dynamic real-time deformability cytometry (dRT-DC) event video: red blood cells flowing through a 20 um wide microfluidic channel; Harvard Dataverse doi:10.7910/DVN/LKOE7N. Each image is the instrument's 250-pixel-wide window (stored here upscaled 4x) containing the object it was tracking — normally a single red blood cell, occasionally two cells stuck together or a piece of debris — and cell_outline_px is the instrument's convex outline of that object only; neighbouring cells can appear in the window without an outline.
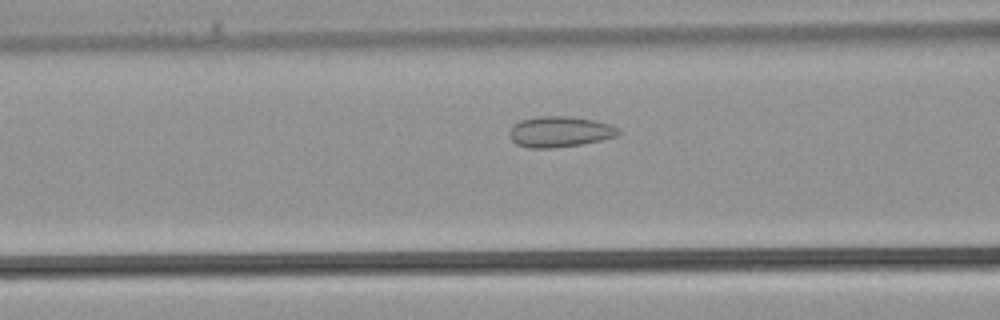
{"species": "common noctule bat (a hibernating species)", "species_latin": "Nyctalus noctula", "temperature_condition": "warm", "stored_images_in_passage": 34, "camera_frame_rate_fps": 3000, "um_per_image_px": 0.085, "animal": {"sex": "male", "body_mass_g": 21.5, "forearm_length_mm": 52.0}, "frame": {"image": 1, "passage_image": 11, "time_ms": 3.333, "image_size_px": [1000, 320], "cell_outline_px": [[620, 132], [616, 136], [600, 140], [580, 144], [552, 148], [528, 148], [516, 144], [508, 136], [508, 132], [520, 120], [536, 116], [568, 116], [592, 120], [612, 124]], "centroid_in_image_um": [47.54, 11.19], "position_along_channel_um": 119.1, "area_um2": 19.42}}
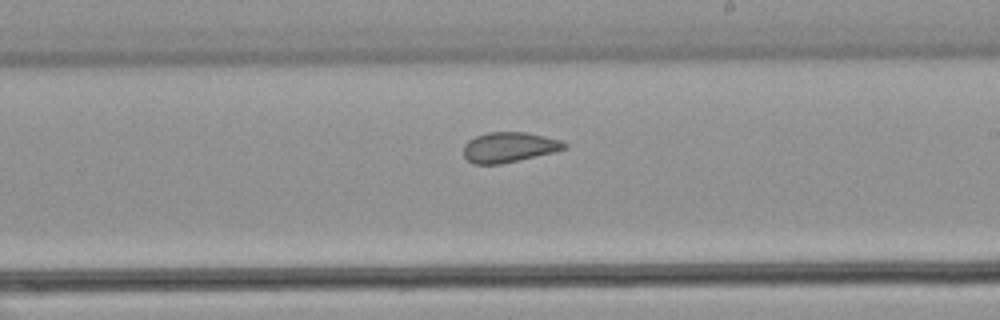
{"frame": {"image": 2, "passage_image": 18, "time_ms": 5.667, "image_size_px": [1000, 320], "cell_outline_px": [[568, 148], [552, 152], [500, 164], [472, 164], [464, 156], [464, 144], [468, 140], [476, 136], [488, 132], [524, 132], [544, 136], [560, 140], [568, 144]], "centroid_in_image_um": [43.25, 12.51], "position_along_channel_um": 245.7, "area_um2": 17.57}}
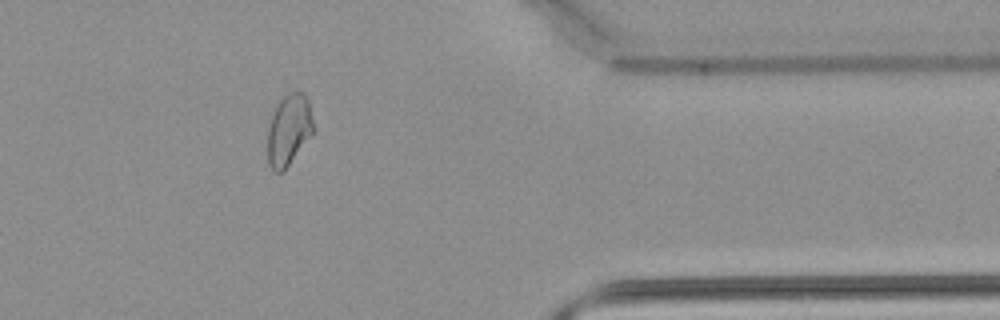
{"frame": {"image": 3, "passage_image": 27, "time_ms": 8.667, "image_size_px": [1000, 320], "cell_outline_px": [[312, 132], [288, 164], [280, 172], [276, 172], [268, 164], [268, 128], [272, 112], [276, 104], [288, 92], [304, 92], [308, 100], [312, 120]], "centroid_in_image_um": [24.51, 10.98], "position_along_channel_um": 386.9, "area_um2": 18.38}}